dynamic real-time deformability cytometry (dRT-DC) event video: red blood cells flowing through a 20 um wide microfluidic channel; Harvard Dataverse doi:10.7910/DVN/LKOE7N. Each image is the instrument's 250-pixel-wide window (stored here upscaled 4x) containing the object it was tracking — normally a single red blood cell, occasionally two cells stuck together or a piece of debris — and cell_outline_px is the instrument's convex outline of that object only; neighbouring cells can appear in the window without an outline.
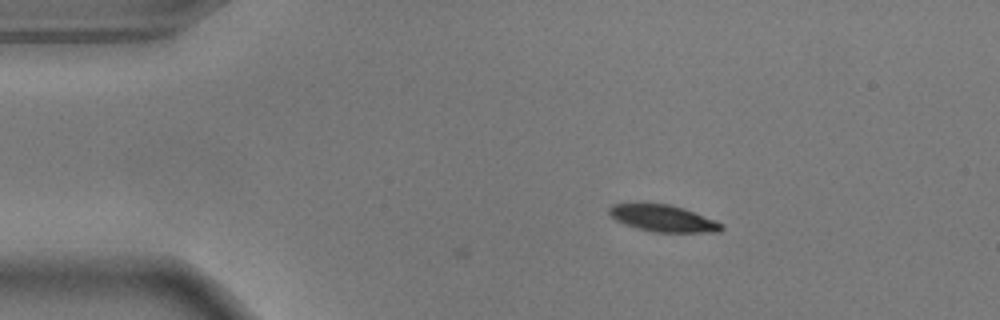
{"species": "common noctule bat (a hibernating species)", "species_latin": "Nyctalus noctula", "temperature_condition": "warm", "stored_images_in_passage": 3, "camera_frame_rate_fps": 3000, "um_per_image_px": 0.085, "animal": {"sex": "male", "body_mass_g": 17.9}, "frame": {"image": 1, "passage_image": 1, "time_ms": 0.0, "image_size_px": [1000, 320], "cell_outline_px": [[724, 228], [720, 232], [652, 232], [636, 228], [624, 224], [616, 220], [608, 212], [608, 208], [612, 204], [668, 204], [684, 208], [724, 224]], "centroid_in_image_um": [56.37, 18.57], "position_along_channel_um": 28.6, "area_um2": 17.4}}